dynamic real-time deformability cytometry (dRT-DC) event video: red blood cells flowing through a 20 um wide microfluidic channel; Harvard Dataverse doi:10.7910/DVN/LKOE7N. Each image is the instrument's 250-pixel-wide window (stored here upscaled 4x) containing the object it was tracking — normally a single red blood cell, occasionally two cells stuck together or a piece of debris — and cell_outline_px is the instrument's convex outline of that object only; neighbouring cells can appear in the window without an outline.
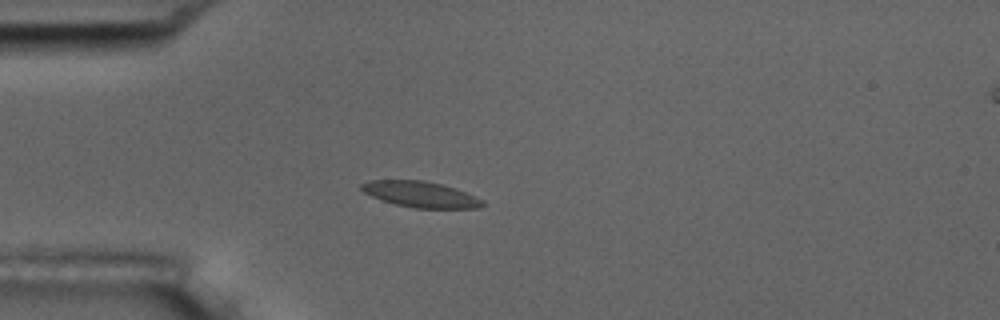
{"species": "common noctule bat (a hibernating species)", "species_latin": "Nyctalus noctula", "temperature_condition": "room temperature", "stored_images_in_passage": 5, "camera_frame_rate_fps": 3000, "um_per_image_px": 0.085, "animal": {"sex": "male", "body_mass_g": 17.5, "forearm_length_mm": 52.3}, "frame": {"image": 1, "passage_image": 4, "time_ms": 3.667, "image_size_px": [1000, 320], "cell_outline_px": [[484, 204], [480, 208], [416, 208], [396, 204], [372, 196], [364, 192], [360, 188], [360, 184], [368, 180], [424, 180], [456, 188], [484, 200]], "centroid_in_image_um": [35.76, 16.51], "position_along_channel_um": 49.2, "area_um2": 18.15}}